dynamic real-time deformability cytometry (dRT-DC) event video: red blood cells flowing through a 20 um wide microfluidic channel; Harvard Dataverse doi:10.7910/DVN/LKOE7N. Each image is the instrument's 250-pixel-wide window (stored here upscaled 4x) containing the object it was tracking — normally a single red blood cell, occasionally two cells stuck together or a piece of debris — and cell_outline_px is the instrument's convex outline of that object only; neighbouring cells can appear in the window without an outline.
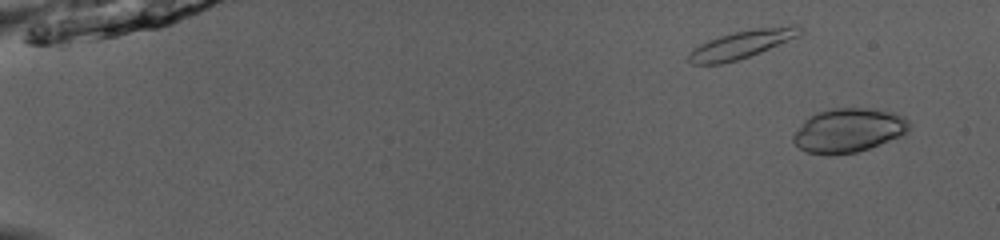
{"species": "common noctule bat (a hibernating species)", "species_latin": "Nyctalus noctula", "temperature_condition": "room temperature", "stored_images_in_passage": 51, "camera_frame_rate_fps": 3000, "um_per_image_px": 0.085, "animal": {"sex": "male", "body_mass_g": 13.0, "forearm_length_mm": 53.1}, "frame": {"image": 1, "passage_image": 4, "time_ms": 1.0, "image_size_px": [1000, 240], "cell_outline_px": [[908, 132], [904, 136], [856, 152], [808, 152], [800, 148], [792, 140], [792, 136], [804, 120], [808, 116], [816, 112], [832, 108], [868, 108], [892, 112], [904, 116], [908, 120]], "centroid_in_image_um": [72.15, 11.03], "position_along_channel_um": 12.8, "area_um2": 29.25}}
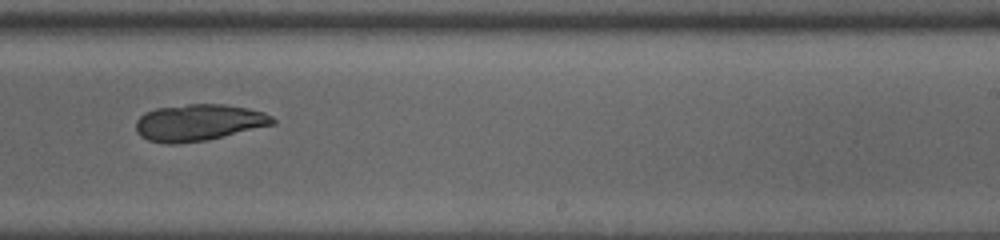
{"frame": {"image": 2, "passage_image": 34, "time_ms": 11.0, "image_size_px": [1000, 240], "cell_outline_px": [[276, 124], [204, 140], [176, 144], [168, 144], [148, 140], [140, 136], [136, 132], [136, 120], [144, 112], [156, 108], [188, 104], [224, 104], [248, 108], [264, 112], [272, 116], [276, 120]], "centroid_in_image_um": [16.87, 10.41], "position_along_channel_um": 272.1, "area_um2": 29.19}}
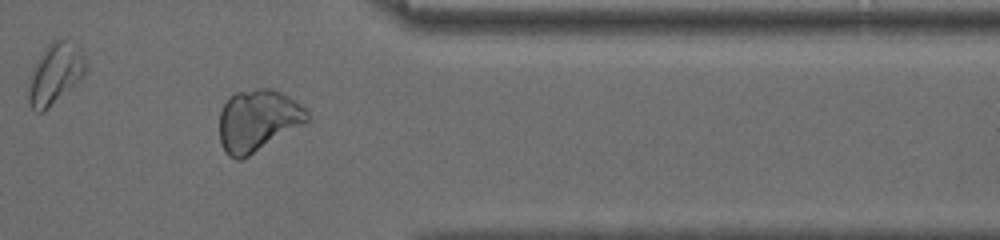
{"frame": {"image": 3, "passage_image": 43, "time_ms": 14.0, "image_size_px": [1000, 240], "cell_outline_px": [[312, 120], [248, 156], [240, 160], [236, 160], [228, 156], [220, 140], [220, 112], [228, 96], [236, 92], [260, 88], [268, 88], [280, 92], [304, 108], [308, 112]], "centroid_in_image_um": [21.91, 10.25], "position_along_channel_um": 389.5, "area_um2": 31.44}, "authors_computed_cell_mechanics": {"area_um2": 29.7092, "velocity_mm_per_s": 4.1093, "shape_relaxation_time_tau1_ms": 7.1014, "shape_relaxation_time_tau2_ms": 9.3274, "deformation_change_tau1": 0.0634, "deformation_change_tau2": 0.1584}}